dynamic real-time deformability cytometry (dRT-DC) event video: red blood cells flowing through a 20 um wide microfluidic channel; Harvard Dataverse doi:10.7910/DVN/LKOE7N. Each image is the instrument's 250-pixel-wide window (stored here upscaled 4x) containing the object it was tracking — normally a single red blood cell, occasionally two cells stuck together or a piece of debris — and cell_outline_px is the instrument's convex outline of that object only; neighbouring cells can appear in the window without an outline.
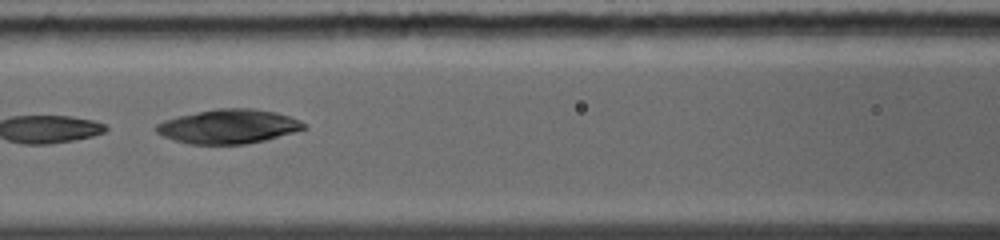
{"species": "common noctule bat (a hibernating species)", "species_latin": "Nyctalus noctula", "temperature_condition": "warm", "stored_images_in_passage": 6, "camera_frame_rate_fps": 5000, "um_per_image_px": 0.085, "animal": {"sex": "female", "body_mass_g": 19.0, "forearm_length_mm": 56.7}, "frame": {"image": 1, "passage_image": 5, "time_ms": 2.8, "image_size_px": [1000, 240], "cell_outline_px": [[308, 128], [264, 140], [244, 144], [188, 144], [172, 140], [156, 132], [152, 128], [156, 124], [164, 120], [180, 116], [216, 108], [252, 108], [276, 112], [300, 120]], "centroid_in_image_um": [19.39, 10.75], "position_along_channel_um": 147.2, "area_um2": 29.36}}
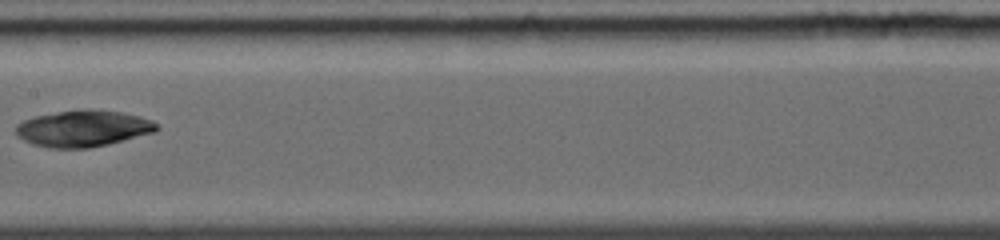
{"frame": {"image": 2, "passage_image": 6, "time_ms": 4.0, "image_size_px": [1000, 240], "cell_outline_px": [[160, 128], [156, 132], [108, 144], [88, 148], [48, 148], [32, 144], [16, 136], [16, 124], [24, 120], [36, 116], [60, 112], [120, 112], [140, 116], [152, 120]], "centroid_in_image_um": [7.06, 10.97], "position_along_channel_um": 200.3, "area_um2": 29.07}}